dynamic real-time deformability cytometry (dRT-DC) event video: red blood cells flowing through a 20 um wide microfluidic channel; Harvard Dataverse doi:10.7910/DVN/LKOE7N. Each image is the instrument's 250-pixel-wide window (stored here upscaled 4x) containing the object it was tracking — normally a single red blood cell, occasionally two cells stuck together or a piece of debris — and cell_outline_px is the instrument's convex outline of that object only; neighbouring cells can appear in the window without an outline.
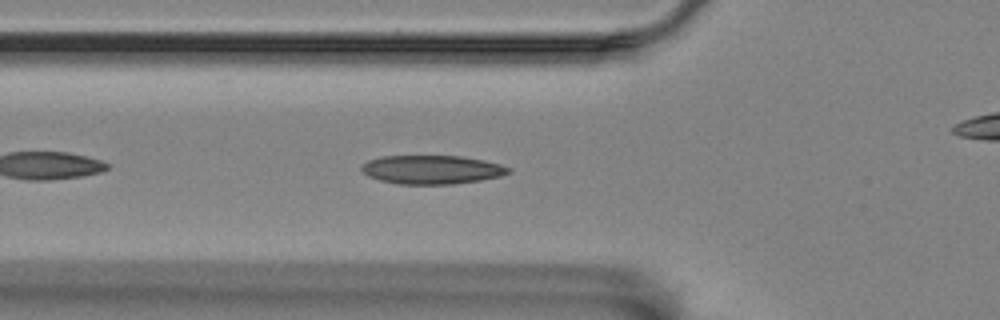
{"species": "Egyptian fruit bat (a non-hibernating species)", "species_latin": "Rousettus aegyptiacus", "temperature_condition": "room temperature", "stored_images_in_passage": 44, "camera_frame_rate_fps": 3000, "um_per_image_px": 0.085, "animal": {"sex": "female"}, "frame": {"image": 1, "passage_image": 6, "time_ms": 1.667, "image_size_px": [1000, 320], "cell_outline_px": [[512, 172], [500, 176], [480, 180], [452, 184], [400, 184], [380, 180], [368, 176], [360, 168], [368, 160], [384, 156], [460, 156], [484, 160], [500, 164], [512, 168]], "centroid_in_image_um": [36.74, 14.42], "position_along_channel_um": 89.1, "area_um2": 24.51}}
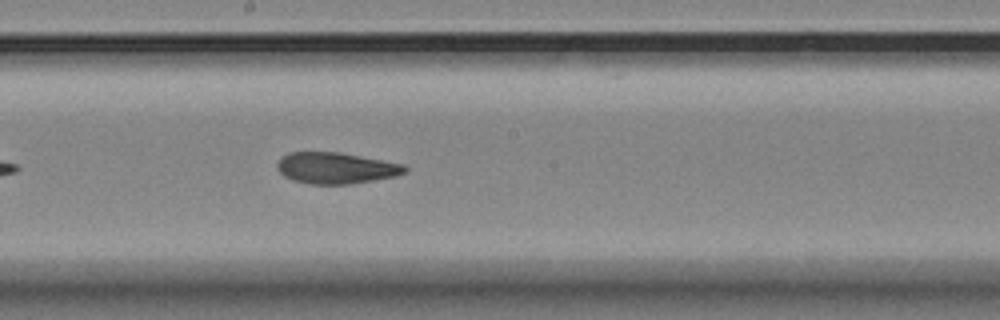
{"frame": {"image": 2, "passage_image": 17, "time_ms": 5.333, "image_size_px": [1000, 320], "cell_outline_px": [[408, 168], [404, 172], [396, 176], [352, 184], [308, 184], [292, 180], [284, 176], [276, 168], [276, 164], [288, 152], [340, 152], [404, 164]], "centroid_in_image_um": [28.55, 14.29], "position_along_channel_um": 219.7, "area_um2": 23.29}}
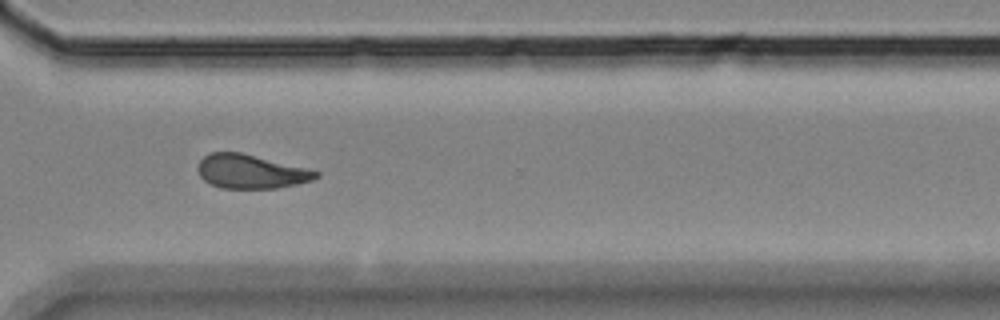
{"frame": {"image": 3, "passage_image": 28, "time_ms": 9.0, "image_size_px": [1000, 320], "cell_outline_px": [[320, 176], [312, 180], [296, 184], [276, 188], [220, 188], [204, 180], [200, 176], [196, 168], [200, 160], [204, 156], [212, 152], [240, 152], [320, 172]], "centroid_in_image_um": [21.28, 14.58], "position_along_channel_um": 349.3, "area_um2": 23.06}, "authors_computed_cell_mechanics": {"area_um2": 23.6691, "velocity_mm_per_s": 3.5403, "shape_relaxation_time_tau1_ms": 10.1817, "shape_relaxation_time_tau2_ms": 3.4053, "deformation_change_tau1": 0.2055, "deformation_change_tau2": 0.0983}}